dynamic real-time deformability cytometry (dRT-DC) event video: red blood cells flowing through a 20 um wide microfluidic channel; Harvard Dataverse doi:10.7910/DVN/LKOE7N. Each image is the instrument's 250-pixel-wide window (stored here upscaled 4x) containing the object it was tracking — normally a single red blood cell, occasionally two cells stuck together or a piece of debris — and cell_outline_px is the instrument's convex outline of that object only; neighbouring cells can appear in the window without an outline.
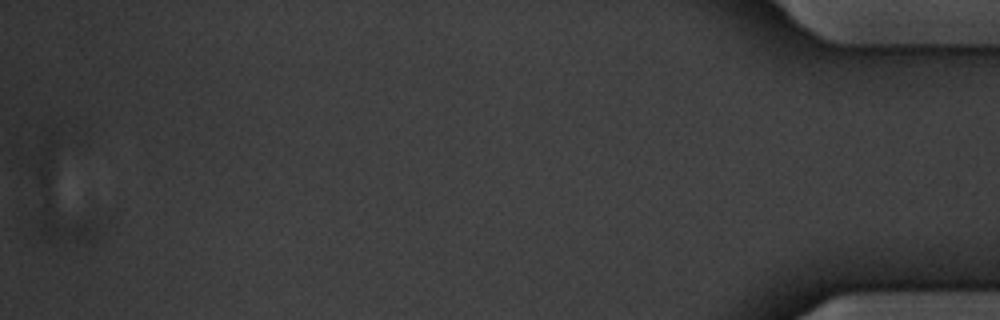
{"species": "common noctule bat (a hibernating species)", "species_latin": "Nyctalus noctula", "temperature_condition": "warm", "stored_images_in_passage": 50, "segment_of_instrument_passage": [2, 2], "camera_frame_rate_fps": 3000, "um_per_image_px": 0.085, "animal": {"sex": "male", "body_mass_g": 20.1, "forearm_length_mm": 53.5}, "frame": {"image": 1, "passage_image": 50, "time_ms": 16.333, "image_size_px": [1000, 320], "cell_outline_px": [[96, 228], [92, 236], [84, 244], [48, 240], [40, 236], [28, 224], [36, 164], [44, 140], [52, 132]], "centroid_in_image_um": [4.93, 16.97], "position_along_channel_um": 430.3, "area_um2": 32.14}}